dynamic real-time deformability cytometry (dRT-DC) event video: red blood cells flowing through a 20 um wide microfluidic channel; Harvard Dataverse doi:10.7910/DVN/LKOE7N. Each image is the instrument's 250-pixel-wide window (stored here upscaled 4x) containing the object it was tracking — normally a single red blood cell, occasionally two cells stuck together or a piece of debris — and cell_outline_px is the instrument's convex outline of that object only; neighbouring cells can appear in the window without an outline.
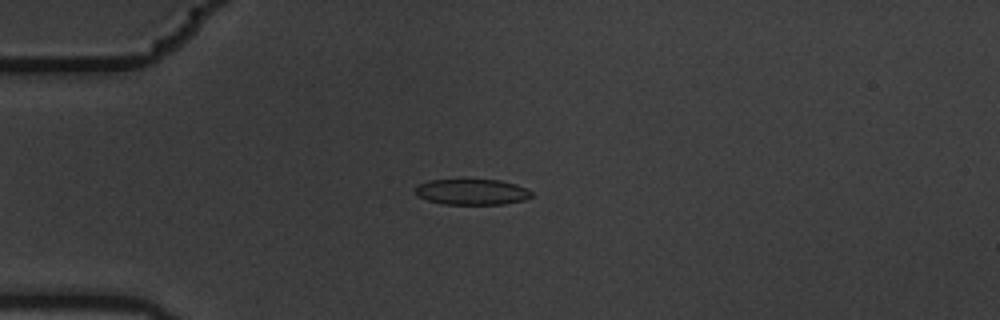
{"species": "common noctule bat (a hibernating species)", "species_latin": "Nyctalus noctula", "temperature_condition": "warm", "stored_images_in_passage": 12, "camera_frame_rate_fps": 3000, "um_per_image_px": 0.085, "animal": {"sex": "male", "body_mass_g": 19.5, "forearm_length_mm": 54.6}, "frame": {"image": 1, "passage_image": 3, "time_ms": 0.667, "image_size_px": [1000, 320], "cell_outline_px": [[532, 196], [524, 200], [504, 204], [440, 204], [416, 196], [416, 188], [420, 184], [428, 180], [500, 180], [516, 184], [532, 192]], "centroid_in_image_um": [40.11, 16.32], "position_along_channel_um": 44.9, "area_um2": 17.34}}
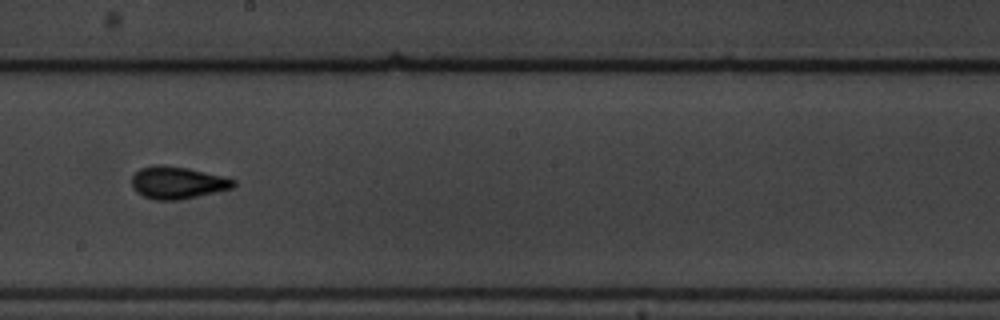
{"frame": {"image": 2, "passage_image": 8, "time_ms": 2.333, "image_size_px": [1000, 320], "cell_outline_px": [[236, 184], [232, 188], [180, 200], [152, 200], [136, 192], [132, 188], [132, 176], [140, 168], [152, 164], [160, 164], [188, 168], [224, 176], [236, 180]], "centroid_in_image_um": [15.06, 15.52], "position_along_channel_um": 233.1, "area_um2": 19.31}}
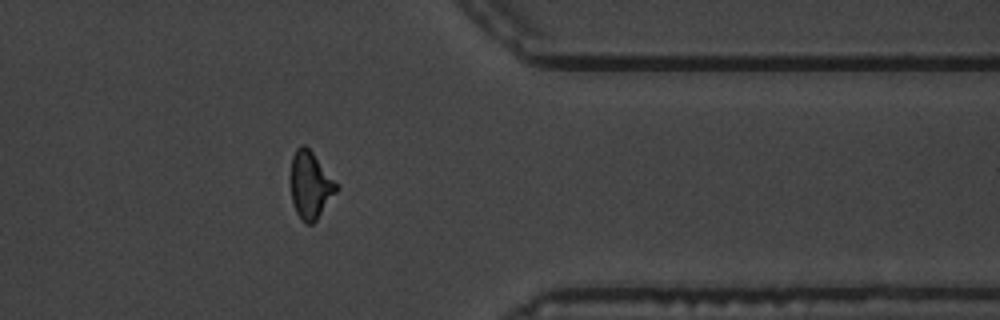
{"frame": {"image": 3, "passage_image": 12, "time_ms": 3.667, "image_size_px": [1000, 320], "cell_outline_px": [[340, 188], [316, 220], [312, 224], [304, 224], [300, 220], [296, 212], [292, 200], [292, 156], [296, 148], [300, 144], [304, 144], [312, 152], [340, 184]], "centroid_in_image_um": [26.43, 15.74], "position_along_channel_um": 385.0, "area_um2": 18.03}}